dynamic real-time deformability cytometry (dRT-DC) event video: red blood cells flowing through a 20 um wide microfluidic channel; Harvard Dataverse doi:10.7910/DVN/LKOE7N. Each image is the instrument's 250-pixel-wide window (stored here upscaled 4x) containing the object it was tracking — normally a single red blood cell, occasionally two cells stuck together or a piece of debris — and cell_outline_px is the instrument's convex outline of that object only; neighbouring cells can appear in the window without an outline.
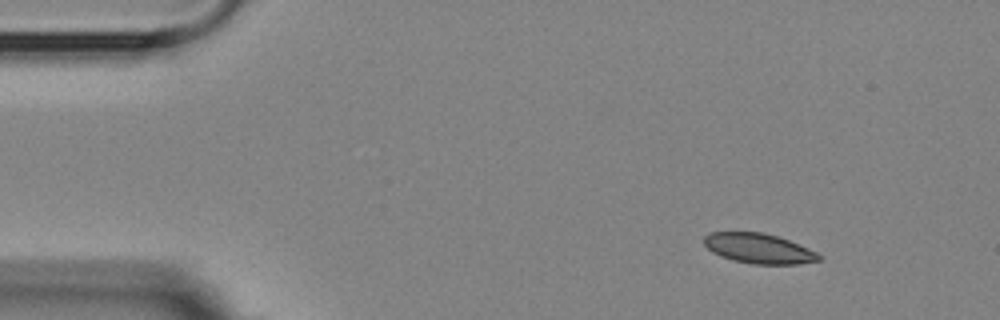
{"species": "Egyptian fruit bat (a non-hibernating species)", "species_latin": "Rousettus aegyptiacus", "temperature_condition": "room temperature", "stored_images_in_passage": 6, "camera_frame_rate_fps": 3000, "um_per_image_px": 0.085, "animal": {"sex": "female"}, "frame": {"image": 1, "passage_image": 1, "time_ms": 0.0, "image_size_px": [1000, 320], "cell_outline_px": [[824, 256], [820, 260], [796, 264], [752, 264], [732, 260], [720, 256], [712, 252], [704, 244], [704, 236], [708, 232], [764, 232], [788, 240], [808, 248]], "centroid_in_image_um": [64.48, 21.12], "position_along_channel_um": 20.5, "area_um2": 20.11}}
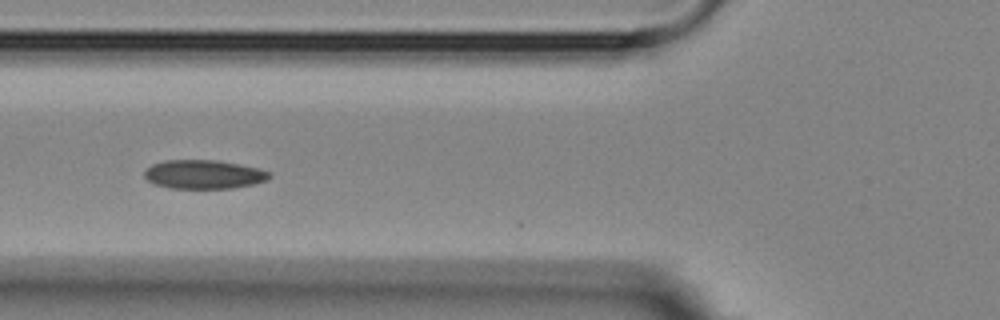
{"frame": {"image": 2, "passage_image": 5, "time_ms": 4.667, "image_size_px": [1000, 320], "cell_outline_px": [[272, 176], [268, 180], [252, 184], [232, 188], [168, 188], [156, 184], [148, 180], [144, 176], [144, 172], [152, 164], [164, 160], [216, 160], [240, 164], [260, 168], [272, 172]], "centroid_in_image_um": [17.36, 14.81], "position_along_channel_um": 108.4, "area_um2": 21.1}}
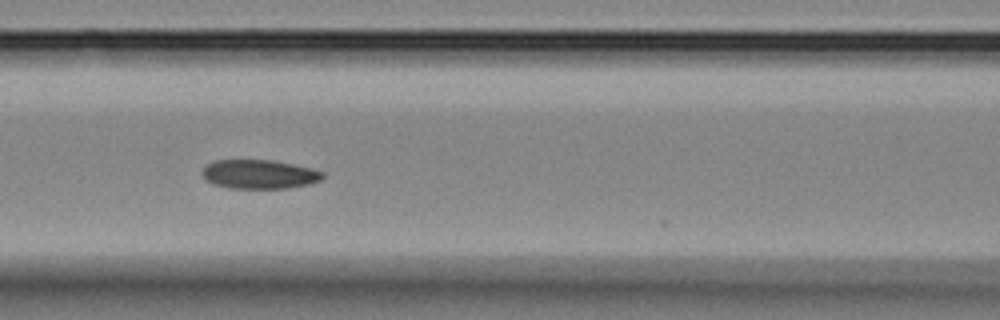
{"frame": {"image": 3, "passage_image": 6, "time_ms": 5.667, "image_size_px": [1000, 320], "cell_outline_px": [[324, 176], [320, 180], [308, 184], [288, 188], [232, 188], [212, 184], [200, 172], [208, 164], [216, 160], [272, 160], [312, 168], [324, 172]], "centroid_in_image_um": [22.05, 14.81], "position_along_channel_um": 144.5, "area_um2": 20.23}}